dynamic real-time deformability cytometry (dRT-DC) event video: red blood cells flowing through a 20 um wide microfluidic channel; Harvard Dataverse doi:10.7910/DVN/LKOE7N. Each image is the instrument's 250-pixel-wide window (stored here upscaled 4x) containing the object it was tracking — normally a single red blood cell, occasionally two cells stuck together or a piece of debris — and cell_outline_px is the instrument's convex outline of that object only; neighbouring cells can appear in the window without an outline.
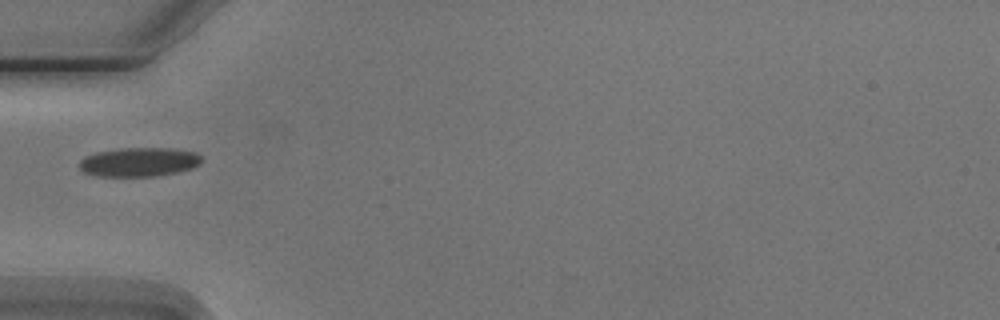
{"species": "Egyptian fruit bat (a non-hibernating species)", "species_latin": "Rousettus aegyptiacus", "temperature_condition": "cold", "stored_images_in_passage": 1, "camera_frame_rate_fps": 3000, "um_per_image_px": 0.085, "animal": {"sex": "male"}, "frame": {"image": 1, "passage_image": 1, "time_ms": 0.0, "image_size_px": [1000, 320], "cell_outline_px": [[200, 164], [192, 168], [176, 172], [152, 176], [96, 176], [84, 172], [80, 168], [80, 160], [84, 156], [96, 152], [120, 148], [172, 148], [196, 152], [200, 156]], "centroid_in_image_um": [11.8, 13.76], "position_along_channel_um": 73.2, "area_um2": 20.63}}